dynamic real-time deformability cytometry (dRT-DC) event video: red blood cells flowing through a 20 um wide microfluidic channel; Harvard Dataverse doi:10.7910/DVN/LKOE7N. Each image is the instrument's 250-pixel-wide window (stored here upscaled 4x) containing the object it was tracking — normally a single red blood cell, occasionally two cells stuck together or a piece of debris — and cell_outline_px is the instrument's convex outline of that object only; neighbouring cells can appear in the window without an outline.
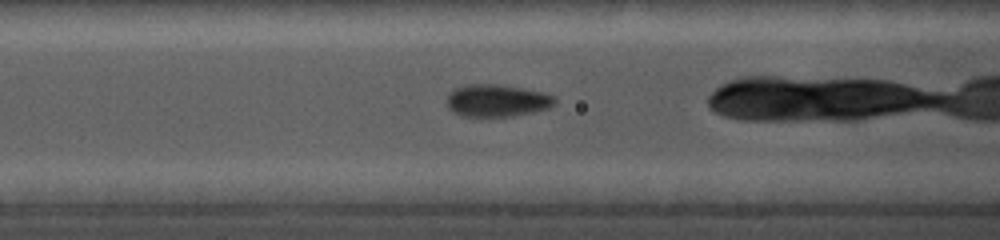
{"species": "common noctule bat (a hibernating species)", "species_latin": "Nyctalus noctula", "temperature_condition": "cold", "stored_images_in_passage": 30, "camera_frame_rate_fps": 5000, "um_per_image_px": 0.085, "animal": {"sex": "female", "body_mass_g": 19.0, "forearm_length_mm": 56.7}, "frame": {"image": 1, "passage_image": 5, "time_ms": 1.4, "image_size_px": [1000, 240], "cell_outline_px": [[556, 104], [548, 108], [532, 112], [512, 116], [460, 116], [452, 112], [448, 108], [448, 96], [456, 88], [464, 84], [496, 84], [544, 92], [552, 96], [556, 100]], "centroid_in_image_um": [42.23, 8.55], "position_along_channel_um": 124.4, "area_um2": 20.17}}
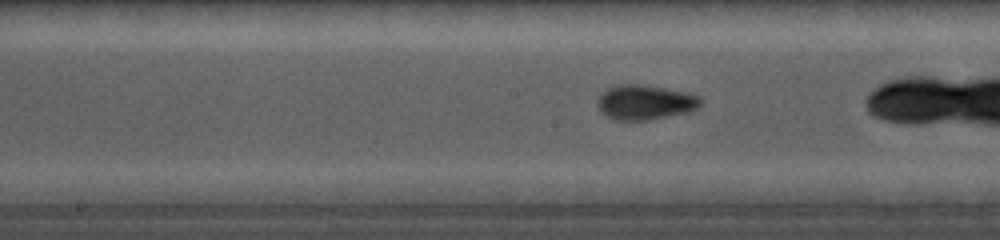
{"frame": {"image": 2, "passage_image": 10, "time_ms": 3.2, "image_size_px": [1000, 240], "cell_outline_px": [[700, 104], [696, 108], [688, 112], [648, 120], [616, 120], [600, 112], [596, 104], [600, 96], [608, 88], [620, 84], [640, 84], [664, 88], [684, 92], [700, 96]], "centroid_in_image_um": [54.8, 8.7], "position_along_channel_um": 193.4, "area_um2": 20.63}}
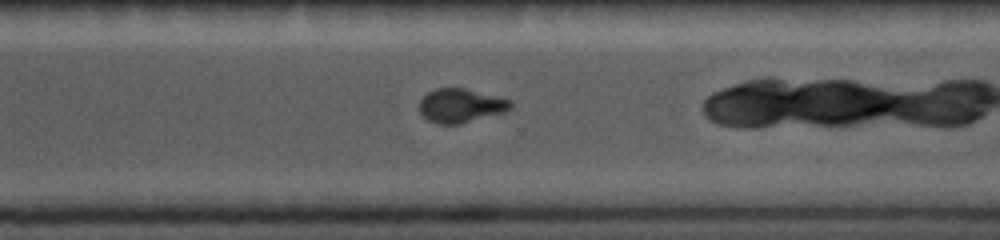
{"frame": {"image": 3, "passage_image": 20, "time_ms": 6.8, "image_size_px": [1000, 240], "cell_outline_px": [[512, 108], [504, 112], [460, 124], [440, 124], [428, 120], [420, 112], [420, 100], [428, 92], [436, 88], [464, 88], [512, 100]], "centroid_in_image_um": [39.18, 8.97], "position_along_channel_um": 331.4, "area_um2": 17.92}}